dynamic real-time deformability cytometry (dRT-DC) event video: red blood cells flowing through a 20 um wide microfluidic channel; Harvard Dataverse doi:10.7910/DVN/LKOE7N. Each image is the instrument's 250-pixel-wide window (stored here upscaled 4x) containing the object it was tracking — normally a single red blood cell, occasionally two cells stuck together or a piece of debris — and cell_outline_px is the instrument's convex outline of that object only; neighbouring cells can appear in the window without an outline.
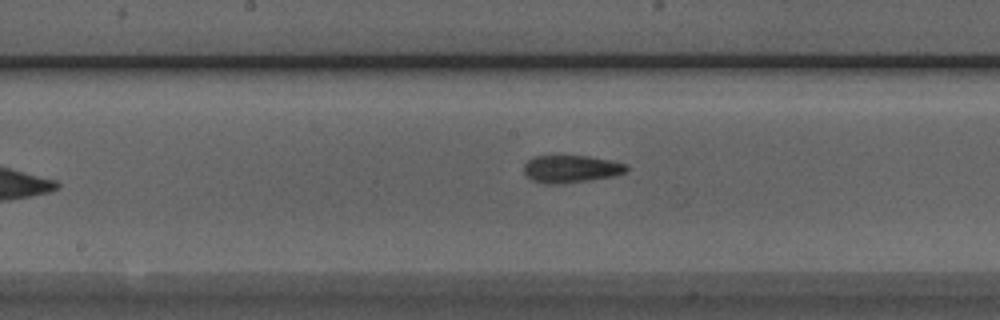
{"species": "Egyptian fruit bat (a non-hibernating species)", "species_latin": "Rousettus aegyptiacus", "temperature_condition": "room temperature", "stored_images_in_passage": 8, "camera_frame_rate_fps": 3000, "um_per_image_px": 0.085, "animal": {"sex": "male"}, "frame": {"image": 1, "passage_image": 7, "time_ms": 7.0, "image_size_px": [1000, 320], "cell_outline_px": [[628, 172], [612, 176], [588, 180], [556, 184], [544, 184], [532, 180], [524, 172], [524, 164], [532, 156], [556, 152], [588, 156], [628, 164]], "centroid_in_image_um": [48.48, 14.3], "position_along_channel_um": 199.7, "area_um2": 17.17}}
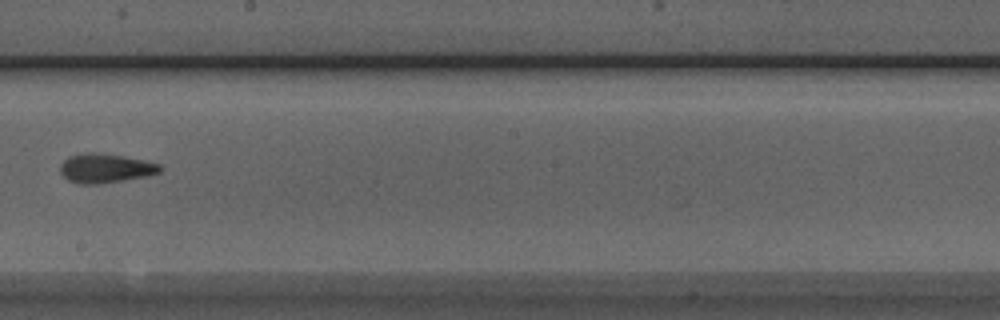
{"frame": {"image": 2, "passage_image": 8, "time_ms": 8.0, "image_size_px": [1000, 320], "cell_outline_px": [[164, 168], [160, 172], [148, 176], [100, 184], [76, 184], [68, 180], [60, 172], [60, 164], [68, 156], [88, 152], [96, 152], [124, 156], [144, 160], [160, 164]], "centroid_in_image_um": [8.97, 14.3], "position_along_channel_um": 239.2, "area_um2": 17.22}}